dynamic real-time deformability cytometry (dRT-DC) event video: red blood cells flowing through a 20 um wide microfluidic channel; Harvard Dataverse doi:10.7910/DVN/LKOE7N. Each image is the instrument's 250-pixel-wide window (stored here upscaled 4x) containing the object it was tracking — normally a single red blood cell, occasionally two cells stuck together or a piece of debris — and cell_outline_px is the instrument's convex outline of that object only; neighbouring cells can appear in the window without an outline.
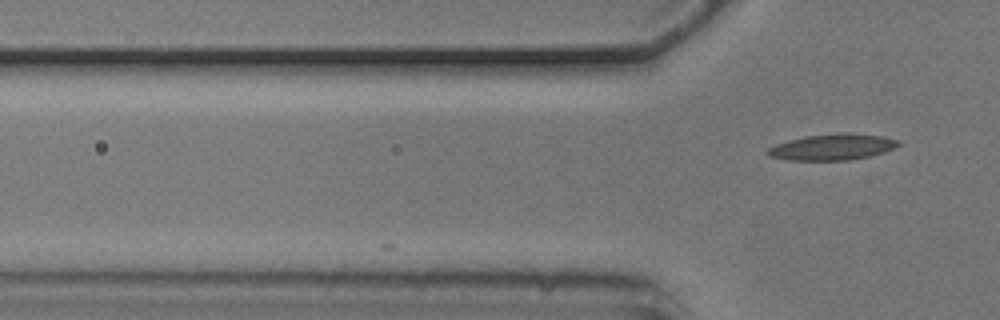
{"species": "common noctule bat (a hibernating species)", "species_latin": "Nyctalus noctula", "temperature_condition": "cold", "stored_images_in_passage": 8, "camera_frame_rate_fps": 3000, "um_per_image_px": 0.085, "animal": {"sex": "male", "body_mass_g": 20.5, "forearm_length_mm": 52.5}, "frame": {"image": 1, "passage_image": 8, "time_ms": 2.333, "image_size_px": [1000, 320], "cell_outline_px": [[904, 144], [884, 152], [868, 156], [848, 160], [788, 160], [768, 156], [764, 152], [768, 148], [776, 144], [804, 136], [844, 132], [848, 132], [884, 136], [900, 140]], "centroid_in_image_um": [70.79, 12.48], "position_along_channel_um": 55.0, "area_um2": 20.11}}